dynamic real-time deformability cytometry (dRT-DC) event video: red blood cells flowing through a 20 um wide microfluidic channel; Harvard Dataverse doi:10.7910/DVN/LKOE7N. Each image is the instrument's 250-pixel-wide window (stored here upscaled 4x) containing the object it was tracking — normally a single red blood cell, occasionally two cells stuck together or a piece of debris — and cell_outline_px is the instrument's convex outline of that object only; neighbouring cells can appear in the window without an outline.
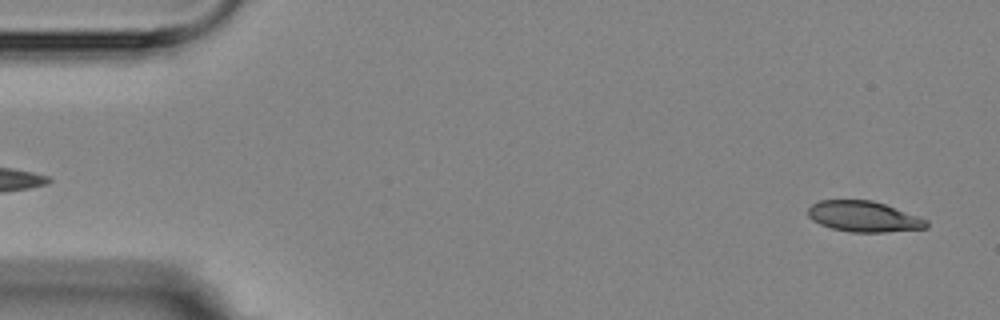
{"species": "Egyptian fruit bat (a non-hibernating species)", "species_latin": "Rousettus aegyptiacus", "temperature_condition": "room temperature", "stored_images_in_passage": 5, "segment_of_instrument_passage": [2, 2], "camera_frame_rate_fps": 3000, "um_per_image_px": 0.085, "animal": {"sex": "female"}, "frame": {"image": 1, "passage_image": 5, "time_ms": 4.667, "image_size_px": [1000, 320], "cell_outline_px": [[928, 228], [884, 232], [852, 232], [832, 228], [820, 224], [812, 220], [808, 216], [808, 208], [812, 204], [820, 200], [872, 200], [920, 216], [928, 220]], "centroid_in_image_um": [73.43, 18.4], "position_along_channel_um": 11.6, "area_um2": 21.21}}